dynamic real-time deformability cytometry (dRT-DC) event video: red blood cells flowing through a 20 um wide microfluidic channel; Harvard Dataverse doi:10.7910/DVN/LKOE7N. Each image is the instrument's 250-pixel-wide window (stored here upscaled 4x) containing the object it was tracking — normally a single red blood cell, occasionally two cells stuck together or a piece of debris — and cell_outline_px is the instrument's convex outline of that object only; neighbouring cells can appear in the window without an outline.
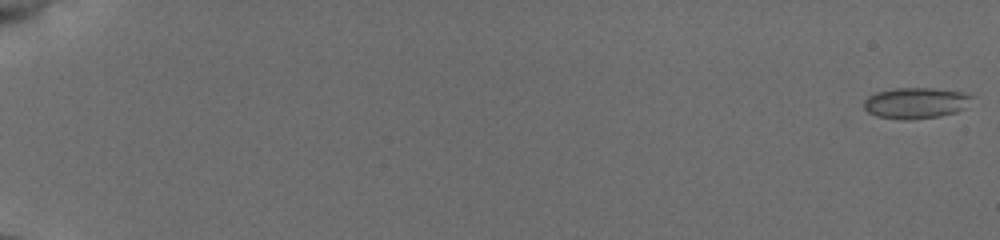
{"species": "common noctule bat (a hibernating species)", "species_latin": "Nyctalus noctula", "temperature_condition": "cold", "stored_images_in_passage": 55, "camera_frame_rate_fps": 3000, "um_per_image_px": 0.085, "animal": {"sex": "female", "body_mass_g": 19.5, "forearm_length_mm": 54.1}, "frame": {"image": 1, "passage_image": 1, "time_ms": 0.0, "image_size_px": [1000, 240], "cell_outline_px": [[972, 96], [964, 108], [956, 112], [940, 116], [908, 120], [904, 120], [876, 116], [868, 112], [864, 108], [864, 100], [868, 96], [876, 92], [892, 88], [932, 88], [960, 92]], "centroid_in_image_um": [77.78, 8.76], "position_along_channel_um": 7.2, "area_um2": 19.36}}
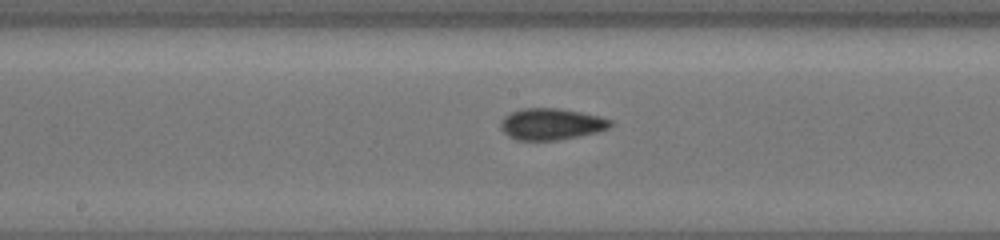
{"frame": {"image": 2, "passage_image": 32, "time_ms": 10.333, "image_size_px": [1000, 240], "cell_outline_px": [[612, 124], [608, 128], [596, 132], [556, 140], [516, 140], [508, 136], [500, 128], [500, 124], [504, 116], [520, 108], [560, 108], [600, 116], [612, 120]], "centroid_in_image_um": [46.83, 10.54], "position_along_channel_um": 201.4, "area_um2": 20.06}}
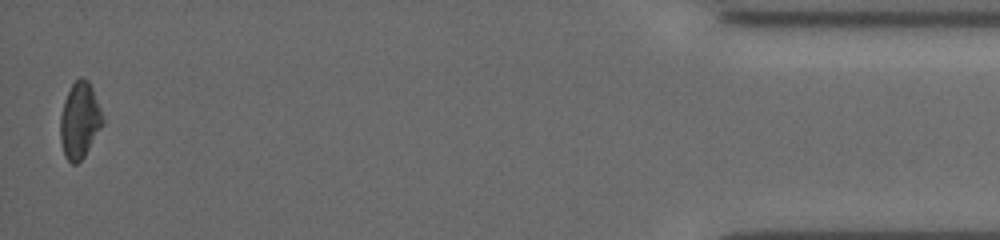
{"frame": {"image": 3, "passage_image": 55, "time_ms": 18.0, "image_size_px": [1000, 240], "cell_outline_px": [[104, 120], [100, 128], [84, 156], [76, 164], [72, 164], [64, 156], [60, 140], [60, 116], [64, 100], [72, 84], [80, 76], [88, 80], [92, 88], [100, 108]], "centroid_in_image_um": [6.75, 10.23], "position_along_channel_um": 428.5, "area_um2": 18.55}, "authors_computed_cell_mechanics": {"area_um2": 18.9006, "velocity_mm_per_s": 3.8993, "shape_relaxation_time_tau1_ms": 4.93, "shape_relaxation_time_tau2_ms": 3.5003, "deformation_change_tau1": 0.0942, "deformation_change_tau2": 0.0925}}